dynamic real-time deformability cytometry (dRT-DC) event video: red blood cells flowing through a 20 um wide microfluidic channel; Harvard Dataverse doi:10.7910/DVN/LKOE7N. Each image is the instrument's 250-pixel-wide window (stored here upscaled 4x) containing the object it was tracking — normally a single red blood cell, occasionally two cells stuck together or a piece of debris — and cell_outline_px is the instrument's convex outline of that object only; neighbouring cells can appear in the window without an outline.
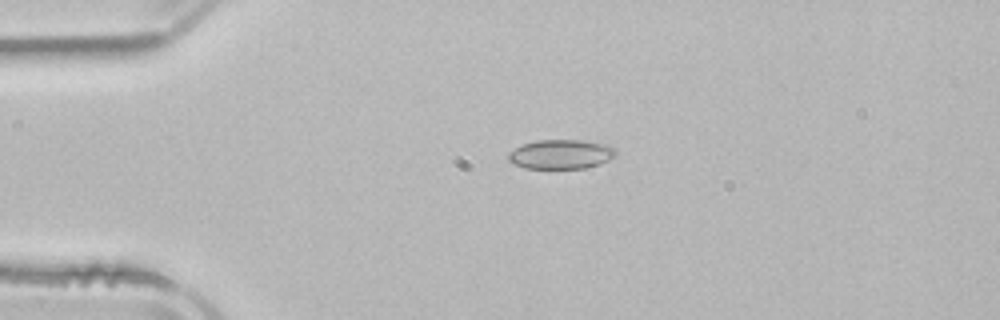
{"species": "common noctule bat (a hibernating species)", "species_latin": "Nyctalus noctula", "temperature_condition": "room temperature", "stored_images_in_passage": 3, "camera_frame_rate_fps": 3000, "um_per_image_px": 0.085, "animal": {"sex": "male", "body_mass_g": 21.5, "forearm_length_mm": 52.0}, "frame": {"image": 1, "passage_image": 1, "time_ms": 0.0, "image_size_px": [1000, 320], "cell_outline_px": [[616, 152], [608, 160], [600, 164], [584, 168], [524, 168], [512, 164], [508, 160], [508, 152], [520, 144], [536, 140], [580, 140], [608, 144], [616, 148]], "centroid_in_image_um": [47.63, 13.1], "position_along_channel_um": 37.4, "area_um2": 18.55}}
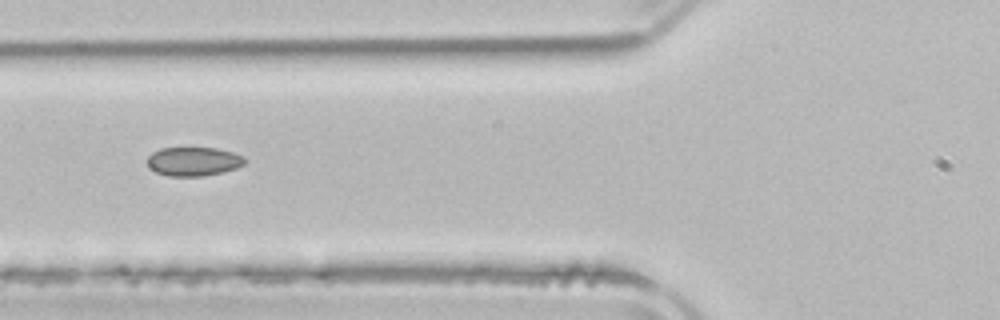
{"frame": {"image": 2, "passage_image": 3, "time_ms": 2.667, "image_size_px": [1000, 320], "cell_outline_px": [[244, 164], [236, 168], [204, 176], [168, 176], [156, 172], [148, 168], [148, 156], [152, 152], [160, 148], [216, 148], [232, 152], [244, 156]], "centroid_in_image_um": [16.41, 13.72], "position_along_channel_um": 109.4, "area_um2": 16.36}}